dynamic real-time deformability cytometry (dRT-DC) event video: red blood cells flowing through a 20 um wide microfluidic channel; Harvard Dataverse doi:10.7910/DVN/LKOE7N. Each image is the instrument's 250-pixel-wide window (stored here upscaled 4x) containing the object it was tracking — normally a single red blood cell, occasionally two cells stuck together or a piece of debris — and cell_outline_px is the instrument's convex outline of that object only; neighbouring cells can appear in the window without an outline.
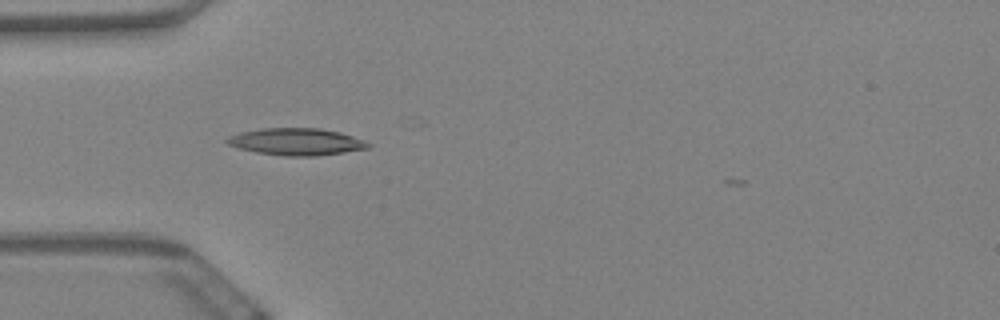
{"species": "Egyptian fruit bat (a non-hibernating species)", "species_latin": "Rousettus aegyptiacus", "temperature_condition": "warm", "stored_images_in_passage": 12, "camera_frame_rate_fps": 3000, "um_per_image_px": 0.085, "animal": {"sex": "female"}, "frame": {"image": 1, "passage_image": 1, "time_ms": 0.0, "image_size_px": [1000, 320], "cell_outline_px": [[372, 144], [368, 148], [344, 152], [316, 156], [284, 156], [256, 152], [240, 148], [228, 144], [224, 140], [228, 136], [240, 132], [260, 128], [320, 128], [340, 132], [364, 140]], "centroid_in_image_um": [25.18, 12.04], "position_along_channel_um": 59.8, "area_um2": 22.25}}
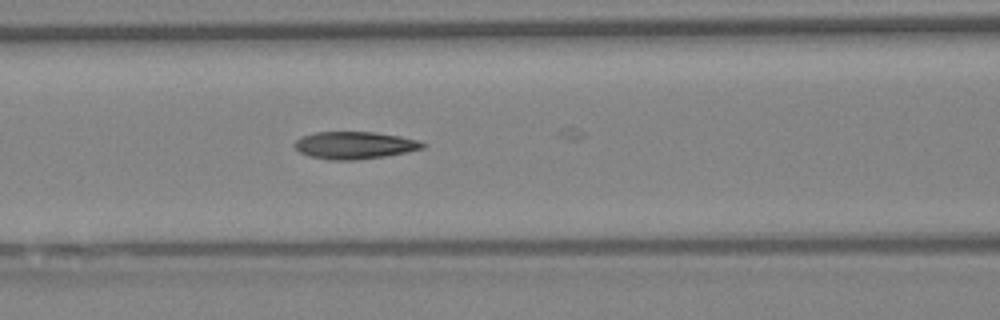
{"frame": {"image": 2, "passage_image": 8, "time_ms": 2.333, "image_size_px": [1000, 320], "cell_outline_px": [[428, 144], [424, 148], [384, 156], [356, 160], [328, 160], [308, 156], [300, 152], [292, 144], [300, 136], [316, 132], [376, 132], [400, 136], [416, 140]], "centroid_in_image_um": [30.1, 12.34], "position_along_channel_um": 136.5, "area_um2": 20.46}}
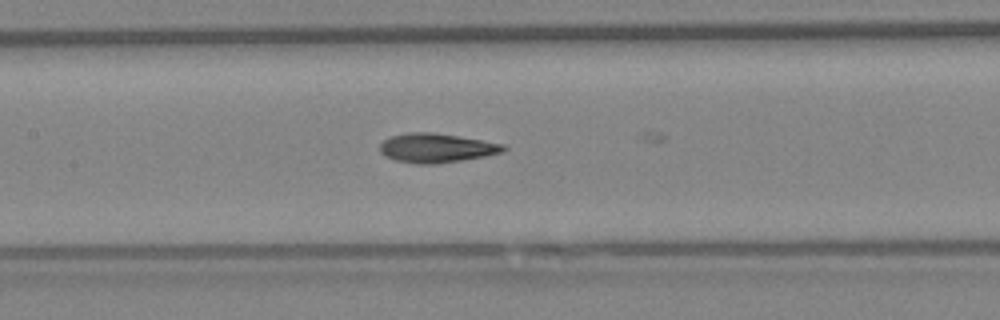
{"frame": {"image": 3, "passage_image": 11, "time_ms": 3.333, "image_size_px": [1000, 320], "cell_outline_px": [[508, 148], [504, 152], [484, 156], [436, 164], [416, 164], [396, 160], [384, 156], [380, 152], [380, 144], [384, 140], [392, 136], [408, 132], [432, 132], [504, 144]], "centroid_in_image_um": [37.08, 12.58], "position_along_channel_um": 170.3, "area_um2": 20.87}}